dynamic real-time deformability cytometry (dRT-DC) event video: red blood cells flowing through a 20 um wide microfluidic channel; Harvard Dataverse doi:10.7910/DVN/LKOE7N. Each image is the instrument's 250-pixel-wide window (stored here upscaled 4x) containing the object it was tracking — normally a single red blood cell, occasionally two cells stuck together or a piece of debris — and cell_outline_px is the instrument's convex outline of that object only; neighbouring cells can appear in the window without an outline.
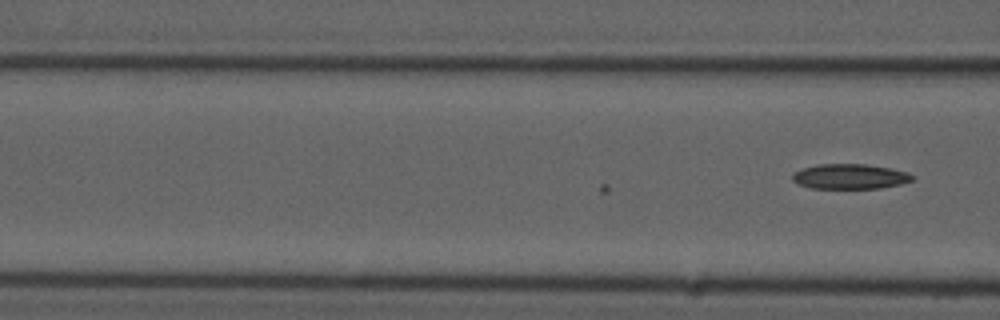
{"species": "common noctule bat (a hibernating species)", "species_latin": "Nyctalus noctula", "temperature_condition": "cold", "stored_images_in_passage": 8, "camera_frame_rate_fps": 3000, "um_per_image_px": 0.085, "animal": {"sex": "male", "forearm_length_mm": 52.5}, "frame": {"image": 1, "passage_image": 8, "time_ms": 2.333, "image_size_px": [1000, 320], "cell_outline_px": [[916, 176], [912, 180], [900, 184], [880, 188], [812, 188], [800, 184], [792, 180], [792, 176], [796, 172], [804, 168], [816, 164], [864, 164], [888, 168], [908, 172]], "centroid_in_image_um": [72.27, 15.0], "position_along_channel_um": 94.3, "area_um2": 17.28}}